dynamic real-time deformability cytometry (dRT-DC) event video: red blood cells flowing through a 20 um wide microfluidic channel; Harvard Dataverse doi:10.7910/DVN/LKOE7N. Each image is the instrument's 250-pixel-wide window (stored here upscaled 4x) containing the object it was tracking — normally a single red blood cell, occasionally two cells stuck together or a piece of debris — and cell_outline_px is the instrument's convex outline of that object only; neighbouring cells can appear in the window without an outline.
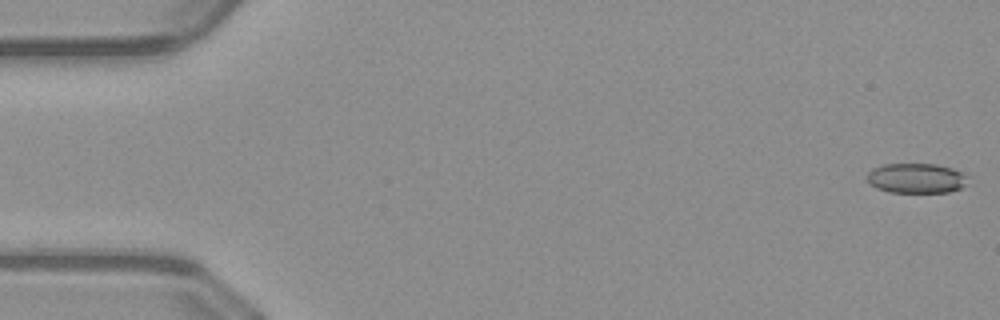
{"species": "common noctule bat (a hibernating species)", "species_latin": "Nyctalus noctula", "temperature_condition": "warm", "stored_images_in_passage": 46, "camera_frame_rate_fps": 3000, "um_per_image_px": 0.085, "animal": {"sex": "male", "body_mass_g": 23.1, "forearm_length_mm": 52.7}, "frame": {"image": 1, "passage_image": 1, "time_ms": 0.0, "image_size_px": [1000, 320], "cell_outline_px": [[968, 184], [960, 188], [948, 192], [888, 192], [876, 188], [868, 180], [868, 172], [872, 168], [884, 164], [936, 164], [952, 168], [964, 172], [968, 176]], "centroid_in_image_um": [77.93, 15.14], "position_along_channel_um": 7.1, "area_um2": 17.69}}
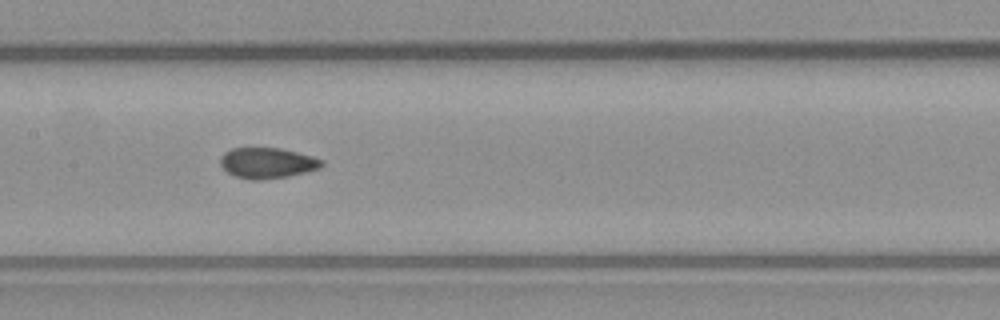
{"frame": {"image": 2, "passage_image": 25, "time_ms": 8.0, "image_size_px": [1000, 320], "cell_outline_px": [[324, 164], [320, 168], [288, 176], [260, 180], [252, 180], [236, 176], [228, 172], [220, 164], [220, 156], [224, 152], [232, 148], [280, 148], [312, 156], [324, 160]], "centroid_in_image_um": [22.72, 13.85], "position_along_channel_um": 184.7, "area_um2": 18.03}}
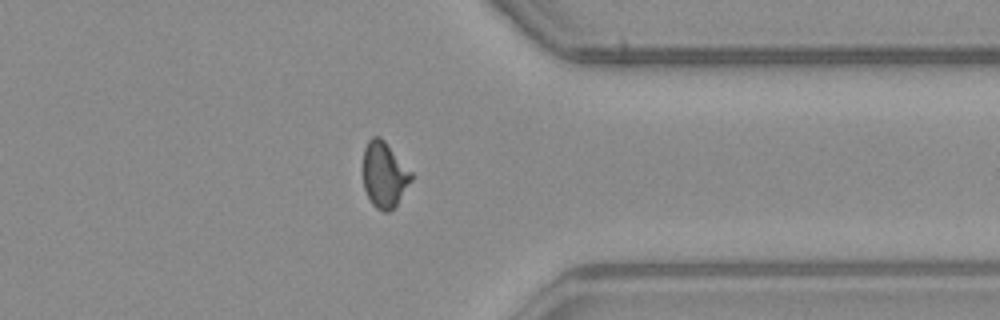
{"frame": {"image": 3, "passage_image": 40, "time_ms": 13.0, "image_size_px": [1000, 320], "cell_outline_px": [[412, 180], [396, 204], [388, 212], [384, 212], [376, 208], [372, 204], [364, 188], [364, 148], [368, 140], [372, 136], [380, 136], [384, 140], [412, 172]], "centroid_in_image_um": [32.66, 14.83], "position_along_channel_um": 378.7, "area_um2": 18.21}}